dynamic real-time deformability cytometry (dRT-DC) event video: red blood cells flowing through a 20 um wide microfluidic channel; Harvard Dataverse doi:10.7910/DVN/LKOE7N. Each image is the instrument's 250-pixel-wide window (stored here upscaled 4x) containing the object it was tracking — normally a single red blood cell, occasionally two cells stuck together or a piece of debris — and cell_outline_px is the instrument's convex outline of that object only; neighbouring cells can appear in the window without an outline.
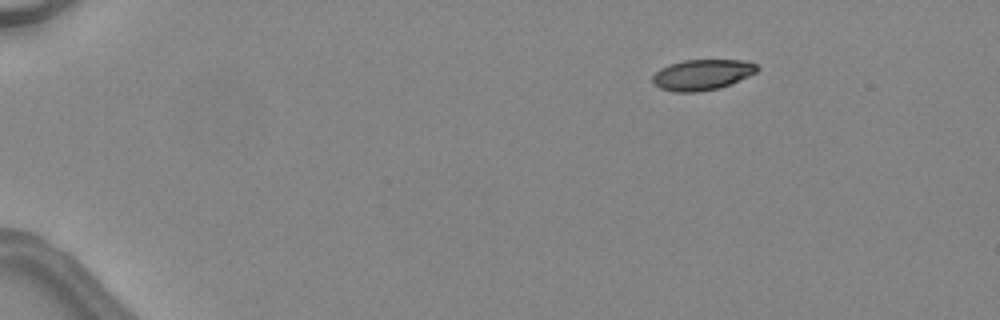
{"species": "common noctule bat (a hibernating species)", "species_latin": "Nyctalus noctula", "temperature_condition": "warm", "stored_images_in_passage": 40, "camera_frame_rate_fps": 3000, "um_per_image_px": 0.085, "animal": {"sex": "female", "body_mass_g": 24.6, "forearm_length_mm": 56.2}, "frame": {"image": 1, "passage_image": 1, "time_ms": 0.0, "image_size_px": [1000, 320], "cell_outline_px": [[760, 68], [756, 72], [748, 76], [720, 88], [696, 92], [676, 92], [660, 88], [652, 80], [652, 76], [660, 68], [668, 64], [684, 60], [744, 60], [756, 64]], "centroid_in_image_um": [59.68, 6.34], "position_along_channel_um": 25.3, "area_um2": 18.61}}
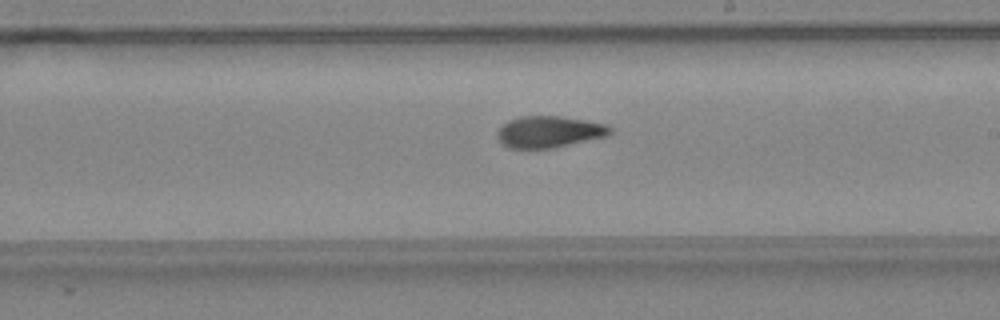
{"frame": {"image": 2, "passage_image": 23, "time_ms": 7.333, "image_size_px": [1000, 320], "cell_outline_px": [[612, 132], [608, 136], [552, 148], [508, 148], [500, 144], [496, 136], [496, 132], [508, 120], [520, 116], [560, 116], [608, 124], [612, 128]], "centroid_in_image_um": [46.66, 11.2], "position_along_channel_um": 242.3, "area_um2": 20.92}}
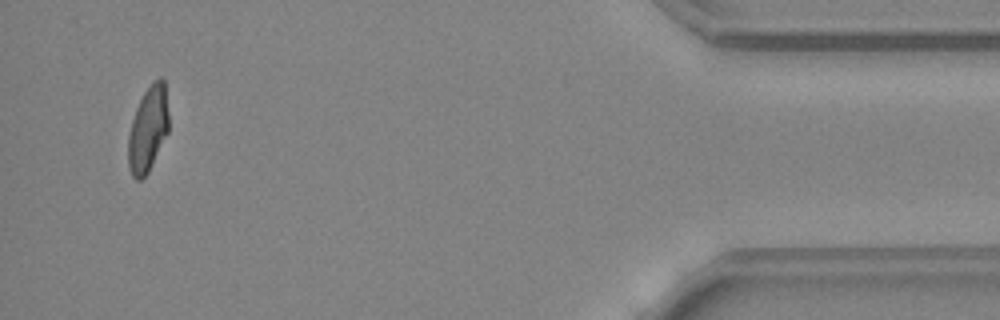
{"frame": {"image": 3, "passage_image": 39, "time_ms": 12.667, "image_size_px": [1000, 320], "cell_outline_px": [[168, 132], [148, 172], [140, 180], [136, 180], [132, 176], [128, 164], [128, 136], [132, 120], [136, 108], [144, 92], [160, 76], [164, 80], [168, 112]], "centroid_in_image_um": [12.57, 11.0], "position_along_channel_um": 422.6, "area_um2": 19.88}, "authors_computed_cell_mechanics": {"area_um2": 20.6346, "velocity_mm_per_s": 4.563, "shape_relaxation_time_tau1_ms": 3.9381, "shape_relaxation_time_tau2_ms": 1.7088, "deformation_change_tau1": 0.1917, "deformation_change_tau2": 0.0865}}